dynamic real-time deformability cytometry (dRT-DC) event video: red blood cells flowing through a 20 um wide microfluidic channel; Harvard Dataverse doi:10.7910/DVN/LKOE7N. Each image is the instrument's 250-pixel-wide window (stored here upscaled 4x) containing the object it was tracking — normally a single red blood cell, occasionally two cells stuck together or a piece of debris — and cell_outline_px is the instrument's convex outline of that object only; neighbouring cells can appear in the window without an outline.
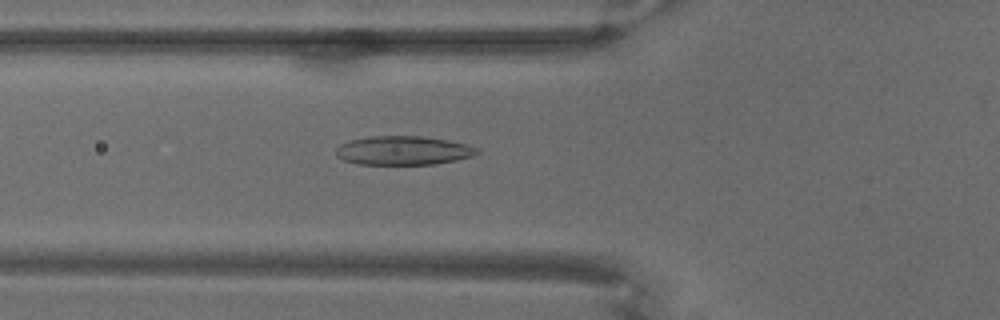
{"species": "common noctule bat (a hibernating species)", "species_latin": "Nyctalus noctula", "temperature_condition": "warm", "stored_images_in_passage": 70, "camera_frame_rate_fps": 3000, "um_per_image_px": 0.085, "animal": {"sex": "male", "body_mass_g": 18.8}, "frame": {"image": 1, "passage_image": 26, "time_ms": 8.333, "image_size_px": [1000, 320], "cell_outline_px": [[480, 152], [472, 156], [456, 160], [436, 164], [360, 164], [344, 160], [336, 156], [336, 148], [340, 144], [352, 140], [368, 136], [420, 136], [448, 140], [468, 144], [476, 148]], "centroid_in_image_um": [34.28, 12.79], "position_along_channel_um": 91.5, "area_um2": 23.7}}
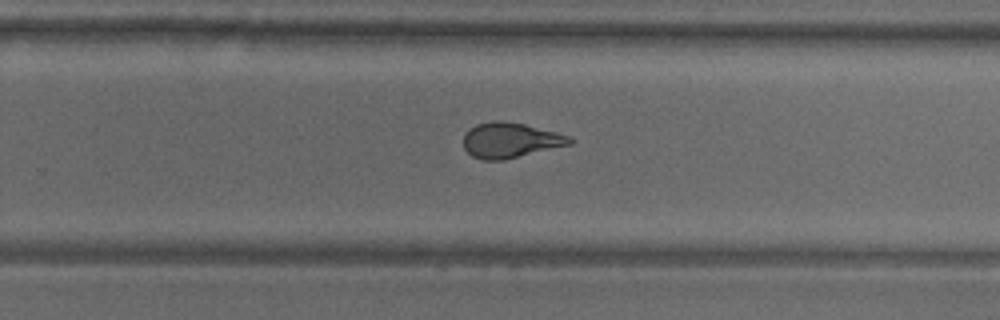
{"frame": {"image": 2, "passage_image": 46, "time_ms": 15.0, "image_size_px": [1000, 320], "cell_outline_px": [[576, 140], [572, 144], [504, 160], [480, 160], [472, 156], [464, 148], [464, 132], [468, 128], [476, 124], [492, 120], [504, 120], [524, 124], [556, 132], [568, 136]], "centroid_in_image_um": [43.36, 11.91], "position_along_channel_um": 286.4, "area_um2": 22.08}}
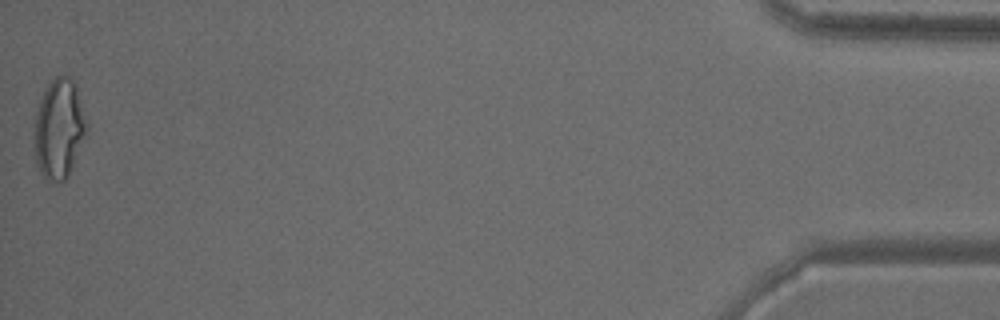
{"frame": {"image": 3, "passage_image": 70, "time_ms": 23.0, "image_size_px": [1000, 320], "cell_outline_px": [[88, 128], [68, 176], [64, 180], [52, 184], [40, 172], [36, 164], [36, 112], [44, 88], [56, 76], [72, 76], [76, 84], [88, 124]], "centroid_in_image_um": [5.04, 10.92], "position_along_channel_um": 430.2, "area_um2": 30.17}}